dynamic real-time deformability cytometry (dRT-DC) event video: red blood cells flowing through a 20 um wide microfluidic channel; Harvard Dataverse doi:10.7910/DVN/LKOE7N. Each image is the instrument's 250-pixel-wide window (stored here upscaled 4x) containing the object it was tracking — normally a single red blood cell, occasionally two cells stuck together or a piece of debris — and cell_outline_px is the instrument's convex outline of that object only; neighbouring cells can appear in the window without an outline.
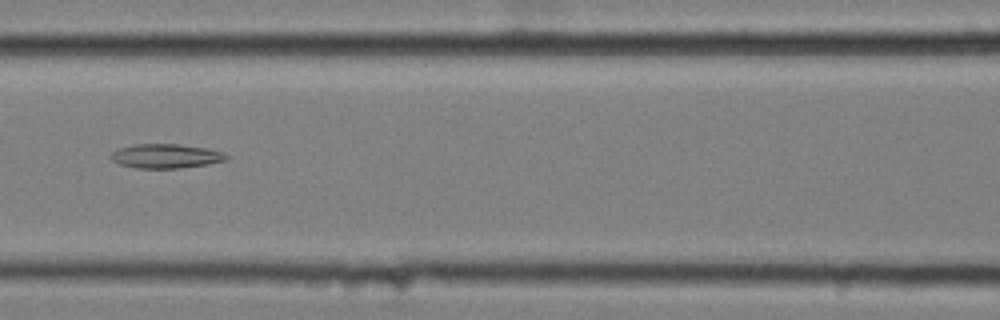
{"species": "common noctule bat (a hibernating species)", "species_latin": "Nyctalus noctula", "temperature_condition": "cold", "stored_images_in_passage": 43, "camera_frame_rate_fps": 3000, "um_per_image_px": 0.085, "animal": {"sex": "female", "body_mass_g": 25.1}, "frame": {"image": 1, "passage_image": 12, "time_ms": 3.667, "image_size_px": [1000, 320], "cell_outline_px": [[228, 160], [208, 164], [180, 168], [136, 168], [120, 164], [112, 160], [108, 156], [112, 152], [120, 148], [136, 144], [176, 144], [208, 148], [220, 152], [228, 156]], "centroid_in_image_um": [14.08, 13.27], "position_along_channel_um": 152.5, "area_um2": 16.24}}
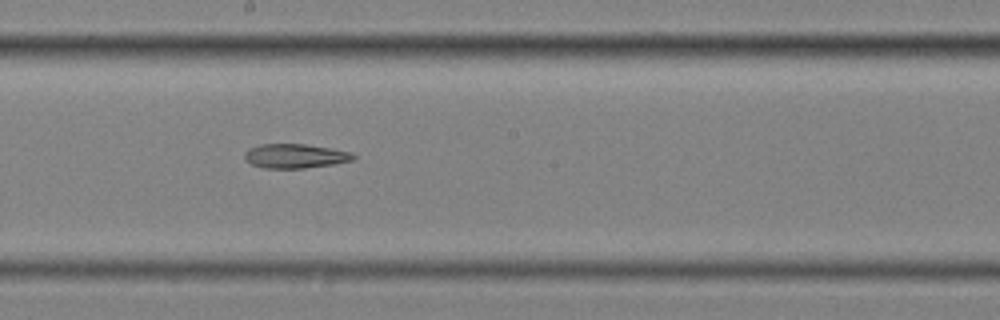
{"frame": {"image": 2, "passage_image": 18, "time_ms": 5.667, "image_size_px": [1000, 320], "cell_outline_px": [[356, 156], [352, 160], [336, 164], [304, 168], [264, 168], [252, 164], [244, 160], [244, 152], [248, 148], [260, 144], [304, 144], [332, 148], [352, 152]], "centroid_in_image_um": [25.08, 13.26], "position_along_channel_um": 223.1, "area_um2": 15.55}}
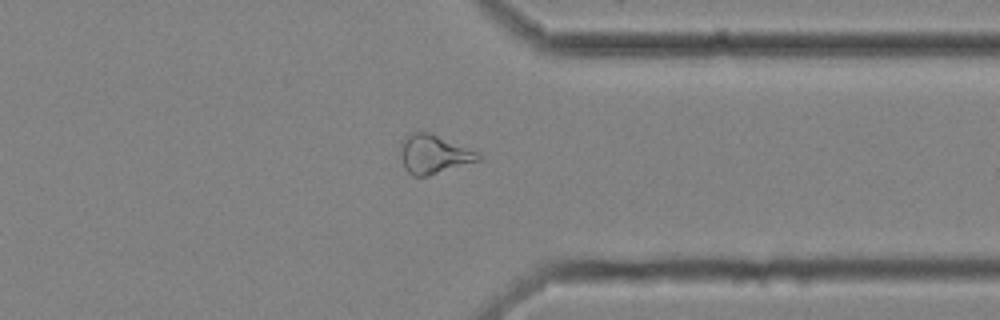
{"frame": {"image": 3, "passage_image": 31, "time_ms": 10.0, "image_size_px": [1000, 320], "cell_outline_px": [[480, 160], [424, 176], [412, 176], [404, 168], [400, 156], [400, 140], [408, 132], [428, 132], [480, 152]], "centroid_in_image_um": [36.81, 13.08], "position_along_channel_um": 374.6, "area_um2": 17.57}}